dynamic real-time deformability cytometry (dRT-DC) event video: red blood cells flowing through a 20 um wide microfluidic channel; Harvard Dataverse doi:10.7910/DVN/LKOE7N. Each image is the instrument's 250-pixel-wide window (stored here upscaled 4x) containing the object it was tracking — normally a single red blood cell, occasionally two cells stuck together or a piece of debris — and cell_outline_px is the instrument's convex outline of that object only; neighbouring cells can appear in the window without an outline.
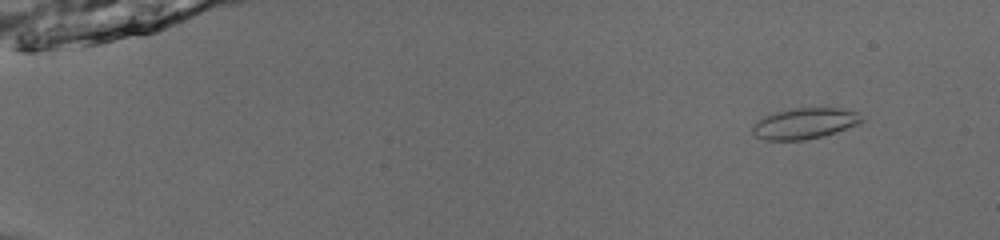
{"species": "common noctule bat (a hibernating species)", "species_latin": "Nyctalus noctula", "temperature_condition": "room temperature", "stored_images_in_passage": 53, "camera_frame_rate_fps": 3000, "um_per_image_px": 0.085, "animal": {"sex": "male", "body_mass_g": 13.0, "forearm_length_mm": 53.1}, "frame": {"image": 1, "passage_image": 6, "time_ms": 1.667, "image_size_px": [1000, 240], "cell_outline_px": [[864, 120], [856, 124], [836, 132], [804, 140], [768, 140], [756, 136], [752, 132], [752, 128], [764, 116], [776, 112], [792, 108], [840, 108], [856, 112]], "centroid_in_image_um": [68.39, 10.49], "position_along_channel_um": 16.6, "area_um2": 19.19}}
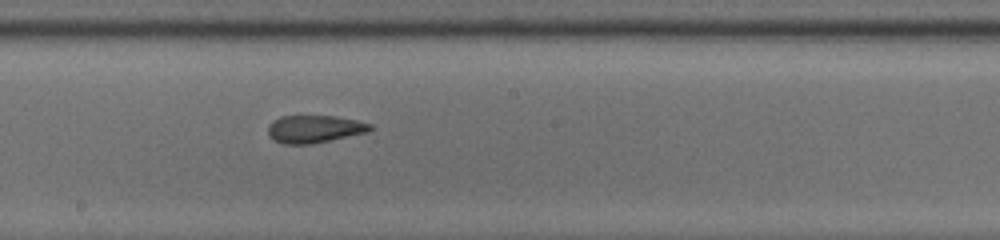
{"frame": {"image": 2, "passage_image": 32, "time_ms": 10.333, "image_size_px": [1000, 240], "cell_outline_px": [[372, 128], [368, 132], [312, 144], [284, 144], [272, 140], [268, 136], [268, 124], [272, 120], [280, 116], [336, 116], [356, 120], [372, 124]], "centroid_in_image_um": [26.68, 10.96], "position_along_channel_um": 221.5, "area_um2": 16.59}}
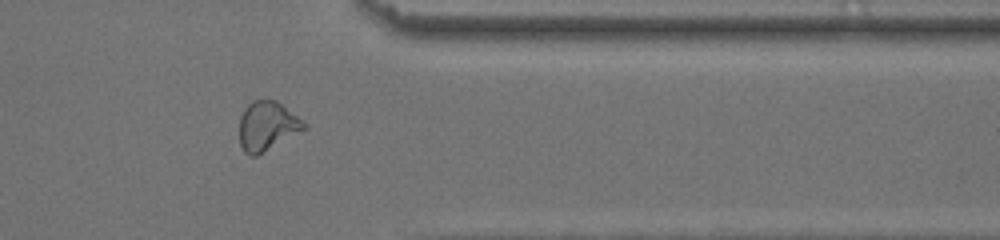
{"frame": {"image": 3, "passage_image": 45, "time_ms": 14.667, "image_size_px": [1000, 240], "cell_outline_px": [[308, 128], [256, 156], [248, 156], [244, 152], [240, 144], [240, 116], [244, 108], [252, 100], [276, 100], [308, 124]], "centroid_in_image_um": [22.72, 10.71], "position_along_channel_um": 388.7, "area_um2": 18.61}, "authors_computed_cell_mechanics": {"area_um2": 18.5538, "velocity_mm_per_s": 3.9572, "shape_relaxation_time_tau1_ms": 7.5688, "shape_relaxation_time_tau2_ms": 1.9574, "deformation_change_tau1": 0.1976, "deformation_change_tau2": 0.0718}}